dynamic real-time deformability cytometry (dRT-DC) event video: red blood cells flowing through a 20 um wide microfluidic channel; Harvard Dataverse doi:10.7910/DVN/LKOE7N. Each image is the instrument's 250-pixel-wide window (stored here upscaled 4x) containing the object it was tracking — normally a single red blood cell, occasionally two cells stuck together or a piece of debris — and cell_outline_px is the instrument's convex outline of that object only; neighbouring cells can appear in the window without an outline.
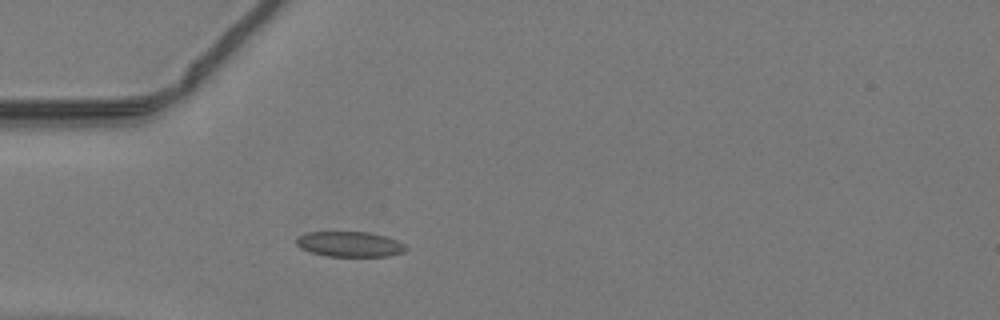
{"species": "common noctule bat (a hibernating species)", "species_latin": "Nyctalus noctula", "temperature_condition": "warm", "stored_images_in_passage": 34, "camera_frame_rate_fps": 3000, "um_per_image_px": 0.085, "animal": {"sex": "male", "body_mass_g": 19.2, "forearm_length_mm": 51.8}, "frame": {"image": 1, "passage_image": 1, "time_ms": 0.0, "image_size_px": [1000, 320], "cell_outline_px": [[408, 248], [404, 252], [388, 256], [328, 256], [312, 252], [300, 248], [296, 244], [296, 236], [304, 232], [368, 232], [384, 236], [396, 240], [404, 244]], "centroid_in_image_um": [29.7, 20.75], "position_along_channel_um": 55.3, "area_um2": 16.13}}
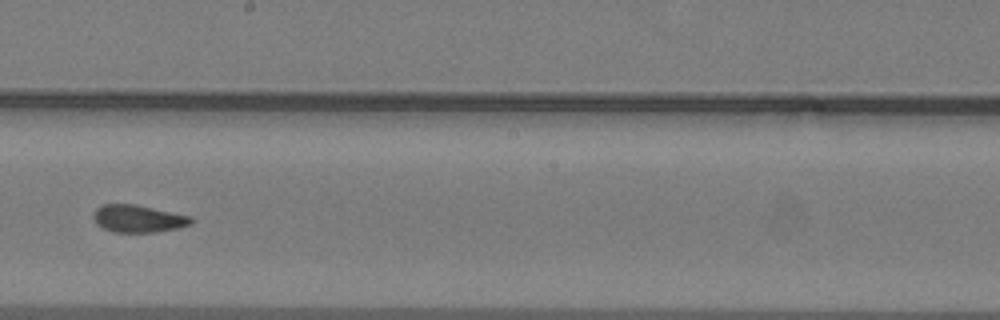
{"frame": {"image": 2, "passage_image": 14, "time_ms": 4.333, "image_size_px": [1000, 320], "cell_outline_px": [[196, 220], [192, 224], [176, 228], [152, 232], [112, 232], [96, 224], [92, 216], [96, 208], [104, 204], [136, 204], [192, 216]], "centroid_in_image_um": [11.76, 18.58], "position_along_channel_um": 236.4, "area_um2": 15.72}}
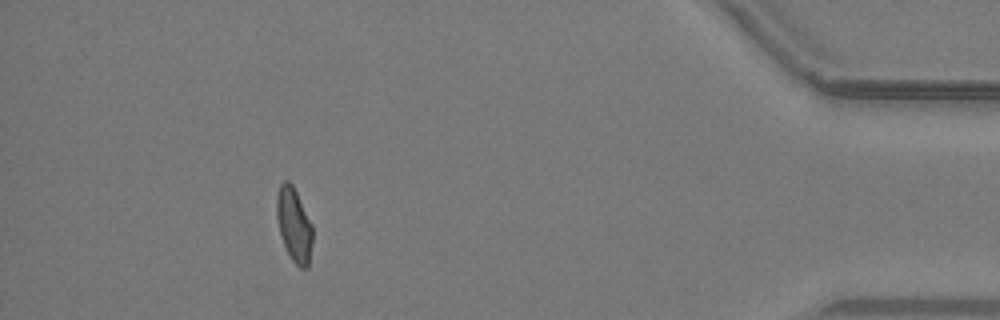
{"frame": {"image": 3, "passage_image": 30, "time_ms": 9.667, "image_size_px": [1000, 320], "cell_outline_px": [[312, 244], [308, 268], [300, 268], [292, 260], [284, 244], [280, 232], [276, 216], [276, 196], [280, 184], [284, 180], [288, 180], [292, 184], [312, 224]], "centroid_in_image_um": [24.99, 19.1], "position_along_channel_um": 410.2, "area_um2": 15.37}}